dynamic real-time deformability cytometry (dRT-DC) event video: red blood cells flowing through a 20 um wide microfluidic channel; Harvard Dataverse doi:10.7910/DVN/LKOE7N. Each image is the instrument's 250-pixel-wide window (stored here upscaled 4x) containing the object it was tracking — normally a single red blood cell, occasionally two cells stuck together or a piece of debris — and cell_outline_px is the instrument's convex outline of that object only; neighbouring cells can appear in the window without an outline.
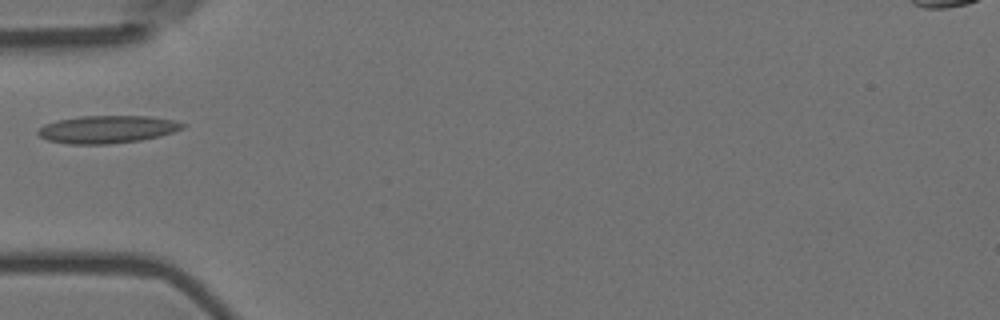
{"species": "Egyptian fruit bat (a non-hibernating species)", "species_latin": "Rousettus aegyptiacus", "temperature_condition": "room temperature", "stored_images_in_passage": 2, "camera_frame_rate_fps": 3000, "um_per_image_px": 0.085, "animal": {"sex": "female"}, "frame": {"image": 1, "passage_image": 1, "time_ms": 0.0, "image_size_px": [1000, 320], "cell_outline_px": [[188, 124], [184, 128], [160, 136], [140, 140], [108, 144], [68, 144], [48, 140], [40, 136], [36, 132], [44, 124], [56, 120], [80, 116], [148, 116], [172, 120]], "centroid_in_image_um": [9.11, 10.99], "position_along_channel_um": 75.9, "area_um2": 23.29}}
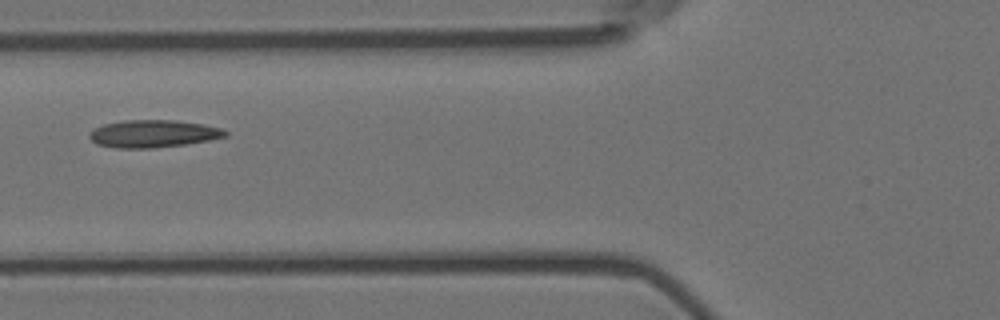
{"frame": {"image": 2, "passage_image": 2, "time_ms": 0.333, "image_size_px": [1000, 320], "cell_outline_px": [[228, 136], [208, 140], [184, 144], [152, 148], [116, 148], [96, 144], [88, 136], [96, 128], [104, 124], [124, 120], [176, 120], [204, 124], [220, 128], [228, 132]], "centroid_in_image_um": [13.04, 11.36], "position_along_channel_um": 112.8, "area_um2": 21.62}}